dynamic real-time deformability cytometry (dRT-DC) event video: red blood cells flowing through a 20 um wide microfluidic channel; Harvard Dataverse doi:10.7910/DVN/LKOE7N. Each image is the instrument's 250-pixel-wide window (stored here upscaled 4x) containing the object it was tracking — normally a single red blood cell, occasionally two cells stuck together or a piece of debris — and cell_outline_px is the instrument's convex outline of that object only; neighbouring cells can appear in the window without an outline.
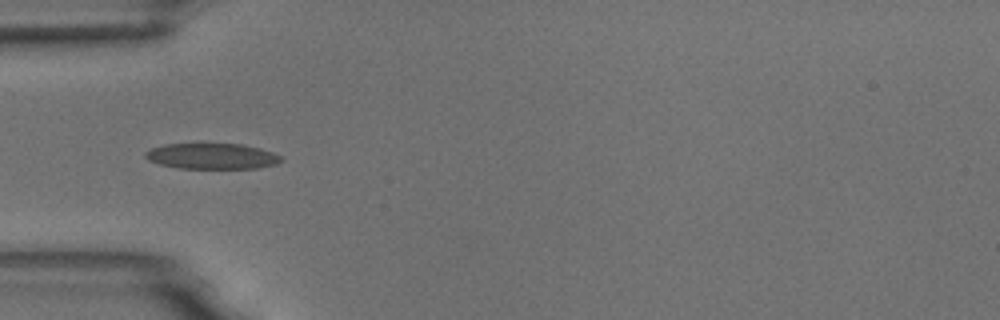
{"species": "common noctule bat (a hibernating species)", "species_latin": "Nyctalus noctula", "temperature_condition": "room temperature", "stored_images_in_passage": 6, "camera_frame_rate_fps": 3000, "um_per_image_px": 0.085, "animal": {"sex": "male", "body_mass_g": 18.8}, "frame": {"image": 1, "passage_image": 4, "time_ms": 3.667, "image_size_px": [1000, 320], "cell_outline_px": [[284, 160], [276, 164], [256, 168], [180, 168], [160, 164], [148, 160], [144, 156], [144, 152], [152, 148], [164, 144], [240, 144], [260, 148], [272, 152], [280, 156]], "centroid_in_image_um": [18.01, 13.27], "position_along_channel_um": 67.0, "area_um2": 20.23}}